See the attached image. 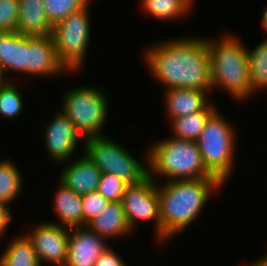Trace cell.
<instances>
[{
    "instance_id": "cell-1",
    "label": "cell",
    "mask_w": 267,
    "mask_h": 266,
    "mask_svg": "<svg viewBox=\"0 0 267 266\" xmlns=\"http://www.w3.org/2000/svg\"><path fill=\"white\" fill-rule=\"evenodd\" d=\"M148 68L165 89L187 88L209 92L210 55L206 38L171 39L154 44L145 53Z\"/></svg>"
},
{
    "instance_id": "cell-2",
    "label": "cell",
    "mask_w": 267,
    "mask_h": 266,
    "mask_svg": "<svg viewBox=\"0 0 267 266\" xmlns=\"http://www.w3.org/2000/svg\"><path fill=\"white\" fill-rule=\"evenodd\" d=\"M221 186L217 178L171 180L157 185L162 242L186 229L202 211L212 190Z\"/></svg>"
},
{
    "instance_id": "cell-3",
    "label": "cell",
    "mask_w": 267,
    "mask_h": 266,
    "mask_svg": "<svg viewBox=\"0 0 267 266\" xmlns=\"http://www.w3.org/2000/svg\"><path fill=\"white\" fill-rule=\"evenodd\" d=\"M210 55L211 87H222L242 101L252 94L248 66V49L234 36L206 39Z\"/></svg>"
},
{
    "instance_id": "cell-4",
    "label": "cell",
    "mask_w": 267,
    "mask_h": 266,
    "mask_svg": "<svg viewBox=\"0 0 267 266\" xmlns=\"http://www.w3.org/2000/svg\"><path fill=\"white\" fill-rule=\"evenodd\" d=\"M148 151L145 158L150 177L161 175L168 181L216 178L206 169L196 141L170 137Z\"/></svg>"
},
{
    "instance_id": "cell-5",
    "label": "cell",
    "mask_w": 267,
    "mask_h": 266,
    "mask_svg": "<svg viewBox=\"0 0 267 266\" xmlns=\"http://www.w3.org/2000/svg\"><path fill=\"white\" fill-rule=\"evenodd\" d=\"M234 131L230 122L216 110L196 141L206 169L222 184H225L234 169Z\"/></svg>"
},
{
    "instance_id": "cell-6",
    "label": "cell",
    "mask_w": 267,
    "mask_h": 266,
    "mask_svg": "<svg viewBox=\"0 0 267 266\" xmlns=\"http://www.w3.org/2000/svg\"><path fill=\"white\" fill-rule=\"evenodd\" d=\"M60 111L75 124L84 139L103 136L102 128L108 116L107 96L94 87H75L64 93Z\"/></svg>"
},
{
    "instance_id": "cell-7",
    "label": "cell",
    "mask_w": 267,
    "mask_h": 266,
    "mask_svg": "<svg viewBox=\"0 0 267 266\" xmlns=\"http://www.w3.org/2000/svg\"><path fill=\"white\" fill-rule=\"evenodd\" d=\"M83 145L84 156L102 173L114 174L128 185L141 183L149 176L147 167L137 161L126 148L107 136L85 139Z\"/></svg>"
},
{
    "instance_id": "cell-8",
    "label": "cell",
    "mask_w": 267,
    "mask_h": 266,
    "mask_svg": "<svg viewBox=\"0 0 267 266\" xmlns=\"http://www.w3.org/2000/svg\"><path fill=\"white\" fill-rule=\"evenodd\" d=\"M89 5L55 24L51 38L56 55L67 71L79 70L90 40Z\"/></svg>"
},
{
    "instance_id": "cell-9",
    "label": "cell",
    "mask_w": 267,
    "mask_h": 266,
    "mask_svg": "<svg viewBox=\"0 0 267 266\" xmlns=\"http://www.w3.org/2000/svg\"><path fill=\"white\" fill-rule=\"evenodd\" d=\"M154 176H148L141 183L128 185L121 198V204L131 229L140 220H151L155 223L156 237L162 242V228L157 183ZM137 219V220H136Z\"/></svg>"
},
{
    "instance_id": "cell-10",
    "label": "cell",
    "mask_w": 267,
    "mask_h": 266,
    "mask_svg": "<svg viewBox=\"0 0 267 266\" xmlns=\"http://www.w3.org/2000/svg\"><path fill=\"white\" fill-rule=\"evenodd\" d=\"M70 228L54 222L39 223L27 238L40 261L54 266H64L67 261L68 236Z\"/></svg>"
},
{
    "instance_id": "cell-11",
    "label": "cell",
    "mask_w": 267,
    "mask_h": 266,
    "mask_svg": "<svg viewBox=\"0 0 267 266\" xmlns=\"http://www.w3.org/2000/svg\"><path fill=\"white\" fill-rule=\"evenodd\" d=\"M55 115L51 123H47L44 141L50 157L57 163H64L75 151L81 135L63 111Z\"/></svg>"
},
{
    "instance_id": "cell-12",
    "label": "cell",
    "mask_w": 267,
    "mask_h": 266,
    "mask_svg": "<svg viewBox=\"0 0 267 266\" xmlns=\"http://www.w3.org/2000/svg\"><path fill=\"white\" fill-rule=\"evenodd\" d=\"M67 261L64 266H95L98 257L108 248L105 238L85 227L70 228Z\"/></svg>"
},
{
    "instance_id": "cell-13",
    "label": "cell",
    "mask_w": 267,
    "mask_h": 266,
    "mask_svg": "<svg viewBox=\"0 0 267 266\" xmlns=\"http://www.w3.org/2000/svg\"><path fill=\"white\" fill-rule=\"evenodd\" d=\"M63 71L67 70L57 58L51 36H27V75L54 76Z\"/></svg>"
},
{
    "instance_id": "cell-14",
    "label": "cell",
    "mask_w": 267,
    "mask_h": 266,
    "mask_svg": "<svg viewBox=\"0 0 267 266\" xmlns=\"http://www.w3.org/2000/svg\"><path fill=\"white\" fill-rule=\"evenodd\" d=\"M82 156L68 163L59 178L80 196L96 191L102 175L101 170L93 162Z\"/></svg>"
},
{
    "instance_id": "cell-15",
    "label": "cell",
    "mask_w": 267,
    "mask_h": 266,
    "mask_svg": "<svg viewBox=\"0 0 267 266\" xmlns=\"http://www.w3.org/2000/svg\"><path fill=\"white\" fill-rule=\"evenodd\" d=\"M0 70L27 75V36L17 31L0 32Z\"/></svg>"
},
{
    "instance_id": "cell-16",
    "label": "cell",
    "mask_w": 267,
    "mask_h": 266,
    "mask_svg": "<svg viewBox=\"0 0 267 266\" xmlns=\"http://www.w3.org/2000/svg\"><path fill=\"white\" fill-rule=\"evenodd\" d=\"M52 29L43 0H19L17 32L26 36L50 37Z\"/></svg>"
},
{
    "instance_id": "cell-17",
    "label": "cell",
    "mask_w": 267,
    "mask_h": 266,
    "mask_svg": "<svg viewBox=\"0 0 267 266\" xmlns=\"http://www.w3.org/2000/svg\"><path fill=\"white\" fill-rule=\"evenodd\" d=\"M167 116L175 119L202 111L208 104L207 93L202 90L187 88H171L164 91Z\"/></svg>"
},
{
    "instance_id": "cell-18",
    "label": "cell",
    "mask_w": 267,
    "mask_h": 266,
    "mask_svg": "<svg viewBox=\"0 0 267 266\" xmlns=\"http://www.w3.org/2000/svg\"><path fill=\"white\" fill-rule=\"evenodd\" d=\"M86 227L106 240L133 232L121 202H109L102 214L89 221Z\"/></svg>"
},
{
    "instance_id": "cell-19",
    "label": "cell",
    "mask_w": 267,
    "mask_h": 266,
    "mask_svg": "<svg viewBox=\"0 0 267 266\" xmlns=\"http://www.w3.org/2000/svg\"><path fill=\"white\" fill-rule=\"evenodd\" d=\"M61 186L55 193L53 207L58 218L59 225L68 228L83 227V203L82 196L76 194L69 186L60 181Z\"/></svg>"
},
{
    "instance_id": "cell-20",
    "label": "cell",
    "mask_w": 267,
    "mask_h": 266,
    "mask_svg": "<svg viewBox=\"0 0 267 266\" xmlns=\"http://www.w3.org/2000/svg\"><path fill=\"white\" fill-rule=\"evenodd\" d=\"M218 110L213 103H209L202 111L171 119L174 138L197 141L209 117Z\"/></svg>"
},
{
    "instance_id": "cell-21",
    "label": "cell",
    "mask_w": 267,
    "mask_h": 266,
    "mask_svg": "<svg viewBox=\"0 0 267 266\" xmlns=\"http://www.w3.org/2000/svg\"><path fill=\"white\" fill-rule=\"evenodd\" d=\"M6 248L0 266H42L26 235L14 238Z\"/></svg>"
},
{
    "instance_id": "cell-22",
    "label": "cell",
    "mask_w": 267,
    "mask_h": 266,
    "mask_svg": "<svg viewBox=\"0 0 267 266\" xmlns=\"http://www.w3.org/2000/svg\"><path fill=\"white\" fill-rule=\"evenodd\" d=\"M193 0H142V7L157 19L173 20L183 17L193 7ZM189 10V11H188Z\"/></svg>"
},
{
    "instance_id": "cell-23",
    "label": "cell",
    "mask_w": 267,
    "mask_h": 266,
    "mask_svg": "<svg viewBox=\"0 0 267 266\" xmlns=\"http://www.w3.org/2000/svg\"><path fill=\"white\" fill-rule=\"evenodd\" d=\"M248 66L252 94L267 89V39L252 51L248 50Z\"/></svg>"
},
{
    "instance_id": "cell-24",
    "label": "cell",
    "mask_w": 267,
    "mask_h": 266,
    "mask_svg": "<svg viewBox=\"0 0 267 266\" xmlns=\"http://www.w3.org/2000/svg\"><path fill=\"white\" fill-rule=\"evenodd\" d=\"M14 163L4 159L0 161V201L9 204L22 189V179Z\"/></svg>"
},
{
    "instance_id": "cell-25",
    "label": "cell",
    "mask_w": 267,
    "mask_h": 266,
    "mask_svg": "<svg viewBox=\"0 0 267 266\" xmlns=\"http://www.w3.org/2000/svg\"><path fill=\"white\" fill-rule=\"evenodd\" d=\"M46 16L52 26L89 4L90 0H43Z\"/></svg>"
},
{
    "instance_id": "cell-26",
    "label": "cell",
    "mask_w": 267,
    "mask_h": 266,
    "mask_svg": "<svg viewBox=\"0 0 267 266\" xmlns=\"http://www.w3.org/2000/svg\"><path fill=\"white\" fill-rule=\"evenodd\" d=\"M15 85L6 80L0 84V115L10 119L23 111V97Z\"/></svg>"
},
{
    "instance_id": "cell-27",
    "label": "cell",
    "mask_w": 267,
    "mask_h": 266,
    "mask_svg": "<svg viewBox=\"0 0 267 266\" xmlns=\"http://www.w3.org/2000/svg\"><path fill=\"white\" fill-rule=\"evenodd\" d=\"M122 179L111 173H102L97 191L109 202H120L126 187Z\"/></svg>"
},
{
    "instance_id": "cell-28",
    "label": "cell",
    "mask_w": 267,
    "mask_h": 266,
    "mask_svg": "<svg viewBox=\"0 0 267 266\" xmlns=\"http://www.w3.org/2000/svg\"><path fill=\"white\" fill-rule=\"evenodd\" d=\"M83 227L96 216L102 214L109 203L97 190L82 196Z\"/></svg>"
},
{
    "instance_id": "cell-29",
    "label": "cell",
    "mask_w": 267,
    "mask_h": 266,
    "mask_svg": "<svg viewBox=\"0 0 267 266\" xmlns=\"http://www.w3.org/2000/svg\"><path fill=\"white\" fill-rule=\"evenodd\" d=\"M19 0H0V32L17 31Z\"/></svg>"
},
{
    "instance_id": "cell-30",
    "label": "cell",
    "mask_w": 267,
    "mask_h": 266,
    "mask_svg": "<svg viewBox=\"0 0 267 266\" xmlns=\"http://www.w3.org/2000/svg\"><path fill=\"white\" fill-rule=\"evenodd\" d=\"M95 266H125L122 258L109 247L98 257Z\"/></svg>"
},
{
    "instance_id": "cell-31",
    "label": "cell",
    "mask_w": 267,
    "mask_h": 266,
    "mask_svg": "<svg viewBox=\"0 0 267 266\" xmlns=\"http://www.w3.org/2000/svg\"><path fill=\"white\" fill-rule=\"evenodd\" d=\"M10 210L7 203L0 201V236L5 234L4 232L13 218Z\"/></svg>"
},
{
    "instance_id": "cell-32",
    "label": "cell",
    "mask_w": 267,
    "mask_h": 266,
    "mask_svg": "<svg viewBox=\"0 0 267 266\" xmlns=\"http://www.w3.org/2000/svg\"><path fill=\"white\" fill-rule=\"evenodd\" d=\"M251 266H267V256L262 257V259L254 262Z\"/></svg>"
},
{
    "instance_id": "cell-33",
    "label": "cell",
    "mask_w": 267,
    "mask_h": 266,
    "mask_svg": "<svg viewBox=\"0 0 267 266\" xmlns=\"http://www.w3.org/2000/svg\"><path fill=\"white\" fill-rule=\"evenodd\" d=\"M262 28L264 29V31L266 30L267 32V8L265 12L263 13Z\"/></svg>"
},
{
    "instance_id": "cell-34",
    "label": "cell",
    "mask_w": 267,
    "mask_h": 266,
    "mask_svg": "<svg viewBox=\"0 0 267 266\" xmlns=\"http://www.w3.org/2000/svg\"><path fill=\"white\" fill-rule=\"evenodd\" d=\"M6 81L5 77L3 76L1 70H0V84L4 83Z\"/></svg>"
}]
</instances>
